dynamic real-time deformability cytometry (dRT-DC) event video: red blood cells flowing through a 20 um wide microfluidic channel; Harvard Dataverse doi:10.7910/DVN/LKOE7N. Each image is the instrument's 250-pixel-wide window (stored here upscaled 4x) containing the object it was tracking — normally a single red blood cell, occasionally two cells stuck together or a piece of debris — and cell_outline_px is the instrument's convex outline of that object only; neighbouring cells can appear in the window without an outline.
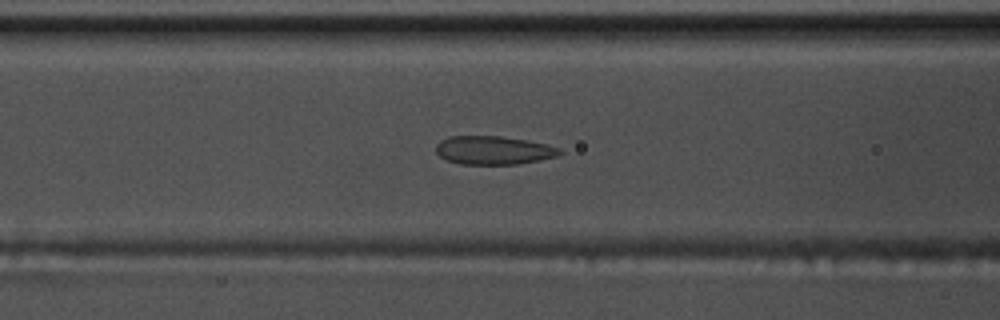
{"species": "common noctule bat (a hibernating species)", "species_latin": "Nyctalus noctula", "temperature_condition": "warm", "stored_images_in_passage": 44, "camera_frame_rate_fps": 3000, "um_per_image_px": 0.085, "animal": {"sex": "male", "body_mass_g": 17.5, "forearm_length_mm": 52.3}, "frame": {"image": 1, "passage_image": 21, "time_ms": 6.667, "image_size_px": [1000, 320], "cell_outline_px": [[564, 152], [556, 156], [540, 160], [516, 164], [460, 164], [448, 160], [440, 156], [436, 152], [436, 144], [440, 140], [448, 136], [500, 136], [528, 140], [560, 148]], "centroid_in_image_um": [41.94, 12.76], "position_along_channel_um": 124.7, "area_um2": 20.52}}
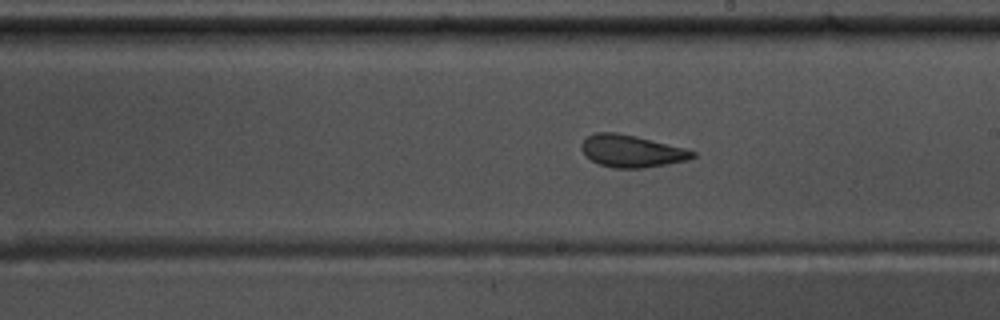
{"frame": {"image": 2, "passage_image": 30, "time_ms": 9.667, "image_size_px": [1000, 320], "cell_outline_px": [[696, 156], [688, 160], [644, 168], [612, 168], [600, 164], [592, 160], [580, 148], [580, 144], [588, 136], [596, 132], [616, 132], [636, 136], [684, 148], [696, 152]], "centroid_in_image_um": [53.68, 12.84], "position_along_channel_um": 235.3, "area_um2": 20.69}}
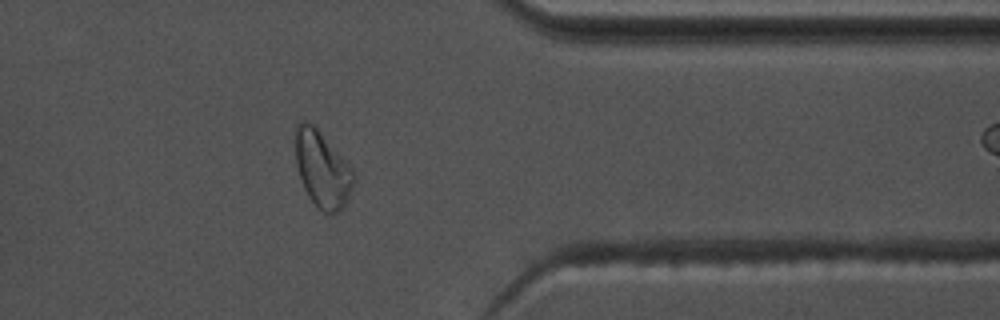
{"frame": {"image": 3, "passage_image": 43, "time_ms": 14.0, "image_size_px": [1000, 320], "cell_outline_px": [[356, 180], [344, 208], [340, 212], [324, 212], [316, 208], [308, 196], [304, 188], [296, 164], [296, 124], [300, 120], [304, 120], [316, 124], [352, 168], [356, 176]], "centroid_in_image_um": [27.42, 14.36], "position_along_channel_um": 384.0, "area_um2": 26.41}}